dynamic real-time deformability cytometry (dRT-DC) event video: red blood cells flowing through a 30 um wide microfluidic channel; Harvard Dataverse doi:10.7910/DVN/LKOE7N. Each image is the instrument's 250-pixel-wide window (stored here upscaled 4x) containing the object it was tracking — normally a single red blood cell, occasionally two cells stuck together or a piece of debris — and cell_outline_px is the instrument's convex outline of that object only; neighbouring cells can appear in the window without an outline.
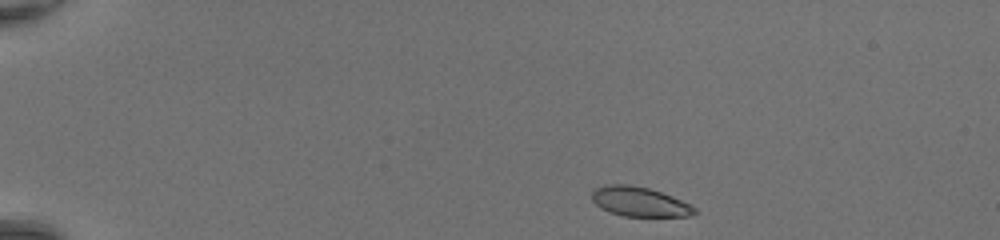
{"species": "common noctule bat (a hibernating species)", "species_latin": "Nyctalus noctula", "temperature_condition": "room temperature", "stored_images_in_passage": 41, "camera_frame_rate_fps": 3000, "um_per_image_px": 0.085, "animal": {"sex": "female", "body_mass_g": 20.0, "forearm_length_mm": 54.0}, "frame": {"image": 1, "passage_image": 1, "time_ms": 0.0, "image_size_px": [1000, 240], "cell_outline_px": [[696, 212], [692, 216], [624, 216], [600, 208], [592, 200], [592, 192], [596, 188], [604, 184], [628, 184], [648, 188], [672, 196], [696, 208]], "centroid_in_image_um": [54.33, 17.14], "position_along_channel_um": 30.7, "area_um2": 17.51}}
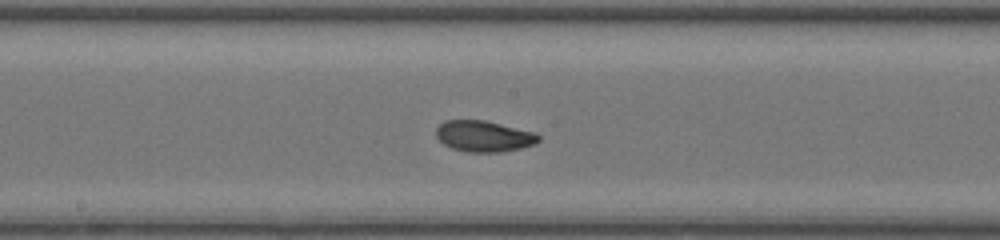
{"frame": {"image": 2, "passage_image": 20, "time_ms": 6.333, "image_size_px": [1000, 240], "cell_outline_px": [[540, 140], [536, 144], [520, 148], [500, 152], [468, 152], [452, 148], [444, 144], [436, 136], [436, 128], [444, 120], [484, 120], [536, 132], [540, 136]], "centroid_in_image_um": [41.14, 11.57], "position_along_channel_um": 207.1, "area_um2": 18.61}}
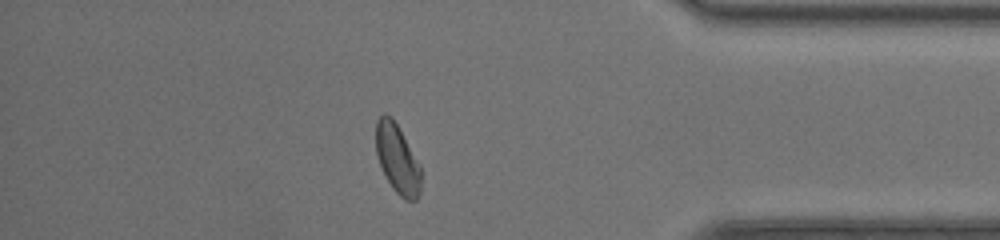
{"frame": {"image": 3, "passage_image": 35, "time_ms": 11.333, "image_size_px": [1000, 240], "cell_outline_px": [[420, 192], [416, 200], [404, 200], [392, 188], [380, 164], [376, 152], [376, 120], [384, 112], [392, 116], [420, 164]], "centroid_in_image_um": [33.77, 13.48], "position_along_channel_um": 401.4, "area_um2": 18.03}, "authors_computed_cell_mechanics": {"area_um2": 18.496, "velocity_mm_per_s": 4.3251, "shape_relaxation_time_tau1_ms": 3.104, "shape_relaxation_time_tau2_ms": 1.1731, "deformation_change_tau1": 0.1206, "deformation_change_tau2": 0.0609}}